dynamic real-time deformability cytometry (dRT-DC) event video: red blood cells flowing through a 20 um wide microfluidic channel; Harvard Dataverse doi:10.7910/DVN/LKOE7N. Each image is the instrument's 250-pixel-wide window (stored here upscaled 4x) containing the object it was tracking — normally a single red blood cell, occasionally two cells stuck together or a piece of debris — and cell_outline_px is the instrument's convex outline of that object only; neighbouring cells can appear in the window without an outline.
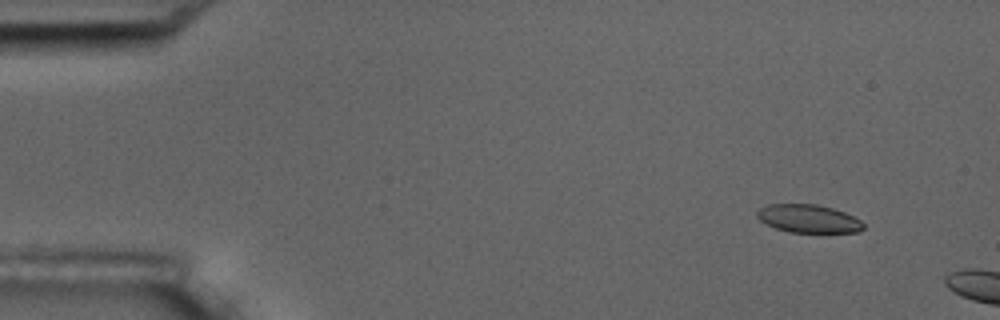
{"species": "common noctule bat (a hibernating species)", "species_latin": "Nyctalus noctula", "temperature_condition": "room temperature", "stored_images_in_passage": 3, "camera_frame_rate_fps": 3000, "um_per_image_px": 0.085, "animal": {"sex": "male", "body_mass_g": 17.5, "forearm_length_mm": 52.3}, "frame": {"image": 1, "passage_image": 2, "time_ms": 1.0, "image_size_px": [1000, 320], "cell_outline_px": [[864, 228], [860, 232], [788, 232], [776, 228], [760, 220], [756, 216], [756, 212], [760, 208], [768, 204], [816, 204], [832, 208], [844, 212], [860, 220], [864, 224]], "centroid_in_image_um": [68.72, 18.58], "position_along_channel_um": 16.3, "area_um2": 17.34}}